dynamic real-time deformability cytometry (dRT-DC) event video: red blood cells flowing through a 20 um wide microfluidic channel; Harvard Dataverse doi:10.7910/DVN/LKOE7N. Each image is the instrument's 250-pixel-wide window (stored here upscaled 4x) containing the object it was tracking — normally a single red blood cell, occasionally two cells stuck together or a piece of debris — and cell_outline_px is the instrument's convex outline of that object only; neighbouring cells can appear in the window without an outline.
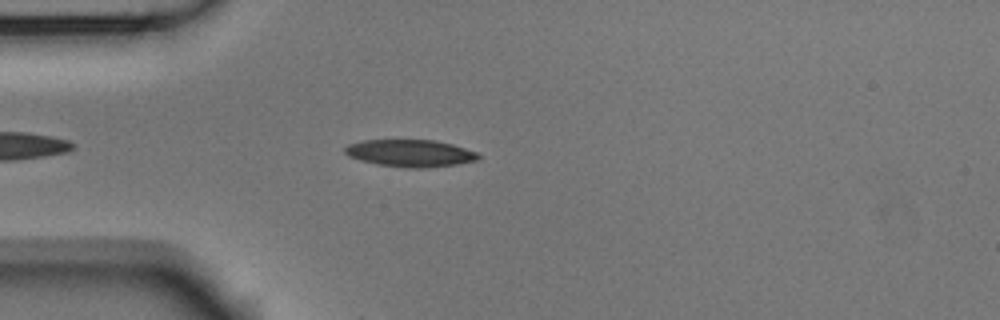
{"species": "Egyptian fruit bat (a non-hibernating species)", "species_latin": "Rousettus aegyptiacus", "temperature_condition": "room temperature", "stored_images_in_passage": 13, "camera_frame_rate_fps": 3000, "um_per_image_px": 0.085, "animal": {"sex": "male"}, "frame": {"image": 1, "passage_image": 6, "time_ms": 1.667, "image_size_px": [1000, 320], "cell_outline_px": [[480, 160], [456, 164], [428, 168], [404, 168], [376, 164], [360, 160], [348, 156], [344, 152], [344, 148], [348, 144], [364, 140], [432, 140], [452, 144], [476, 152], [480, 156]], "centroid_in_image_um": [34.86, 13.03], "position_along_channel_um": 50.1, "area_um2": 21.21}}